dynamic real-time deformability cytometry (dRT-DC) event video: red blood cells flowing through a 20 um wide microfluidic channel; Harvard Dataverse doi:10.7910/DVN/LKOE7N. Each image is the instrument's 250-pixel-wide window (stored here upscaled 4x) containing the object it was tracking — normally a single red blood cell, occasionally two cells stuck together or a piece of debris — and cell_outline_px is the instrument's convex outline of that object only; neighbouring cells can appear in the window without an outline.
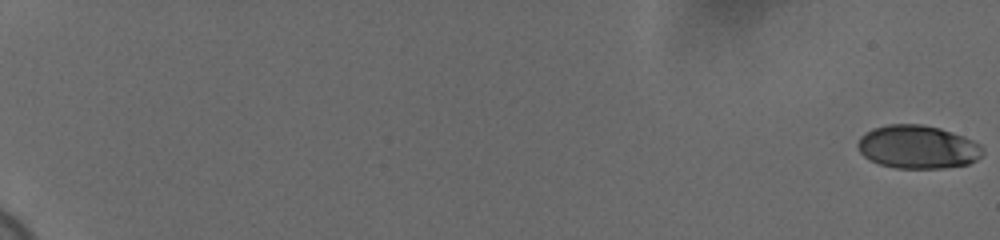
{"species": "human", "species_latin": "Homo sapiens", "temperature_condition": "cold", "stored_images_in_passage": 60, "camera_frame_rate_fps": 3000, "um_per_image_px": 0.085, "donor": {"sex": "female"}, "frame": {"image": 1, "passage_image": 1, "time_ms": 0.0, "image_size_px": [1000, 240], "cell_outline_px": [[984, 152], [976, 160], [968, 164], [940, 168], [896, 168], [880, 164], [864, 156], [860, 152], [856, 144], [860, 136], [864, 132], [872, 128], [888, 124], [920, 124], [940, 128], [964, 136], [980, 144], [984, 148]], "centroid_in_image_um": [77.99, 12.48], "position_along_channel_um": 7.0, "area_um2": 31.62}}
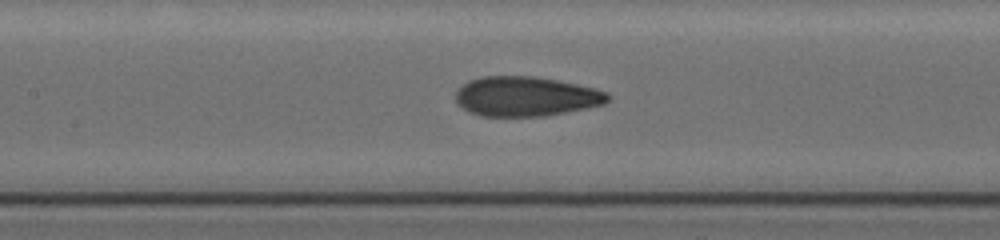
{"frame": {"image": 2, "passage_image": 33, "time_ms": 10.667, "image_size_px": [1000, 240], "cell_outline_px": [[612, 96], [604, 104], [588, 108], [544, 116], [480, 116], [468, 112], [456, 104], [456, 92], [468, 80], [480, 76], [532, 76], [556, 80], [592, 88], [608, 92]], "centroid_in_image_um": [44.67, 8.2], "position_along_channel_um": 162.7, "area_um2": 35.26}}
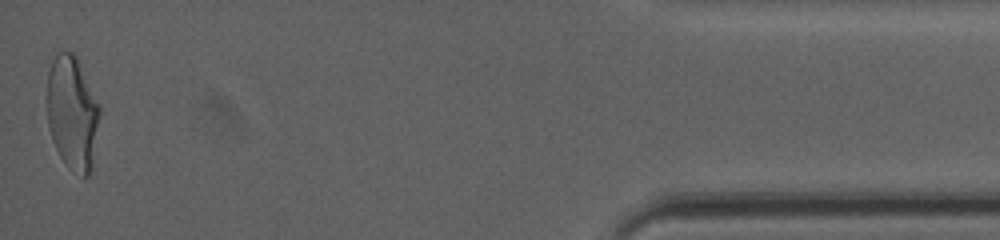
{"frame": {"image": 3, "passage_image": 60, "time_ms": 19.667, "image_size_px": [1000, 240], "cell_outline_px": [[100, 112], [92, 168], [88, 176], [84, 180], [72, 172], [68, 168], [60, 156], [52, 140], [48, 128], [48, 72], [52, 60], [60, 52], [76, 52], [100, 104]], "centroid_in_image_um": [6.18, 9.62], "position_along_channel_um": 429.0, "area_um2": 35.49}, "authors_computed_cell_mechanics": {"area_um2": 34.0731, "velocity_mm_per_s": 3.6983, "shape_relaxation_time_tau1_ms": 5.8792, "shape_relaxation_time_tau2_ms": 1.0539, "deformation_change_tau1": 0.1911, "deformation_change_tau2": 0.0853}}